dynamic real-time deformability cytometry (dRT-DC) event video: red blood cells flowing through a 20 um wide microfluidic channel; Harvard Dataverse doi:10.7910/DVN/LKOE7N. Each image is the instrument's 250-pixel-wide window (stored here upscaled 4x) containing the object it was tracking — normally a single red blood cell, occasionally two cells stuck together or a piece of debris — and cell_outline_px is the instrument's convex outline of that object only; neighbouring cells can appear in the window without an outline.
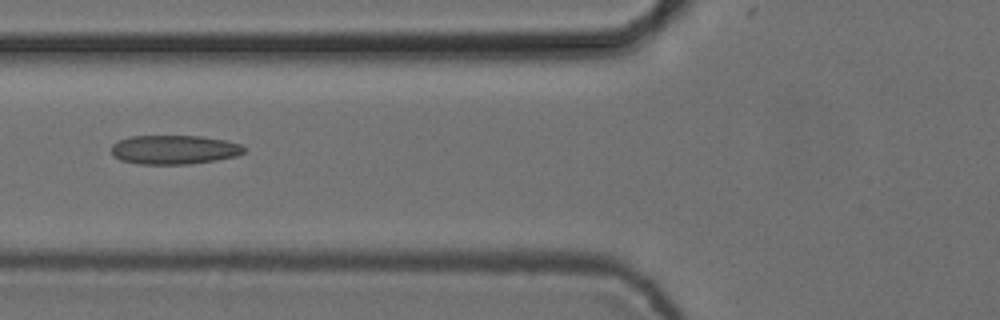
{"species": "common noctule bat (a hibernating species)", "species_latin": "Nyctalus noctula", "temperature_condition": "cold", "stored_images_in_passage": 8, "camera_frame_rate_fps": 3000, "um_per_image_px": 0.085, "animal": {"sex": "female", "body_mass_g": 24.6, "forearm_length_mm": 56.2}, "frame": {"image": 1, "passage_image": 5, "time_ms": 1.333, "image_size_px": [1000, 320], "cell_outline_px": [[244, 152], [236, 156], [216, 160], [188, 164], [140, 164], [120, 160], [112, 152], [112, 144], [120, 140], [132, 136], [200, 136], [224, 140], [240, 144], [244, 148]], "centroid_in_image_um": [14.8, 12.72], "position_along_channel_um": 111.0, "area_um2": 22.25}}
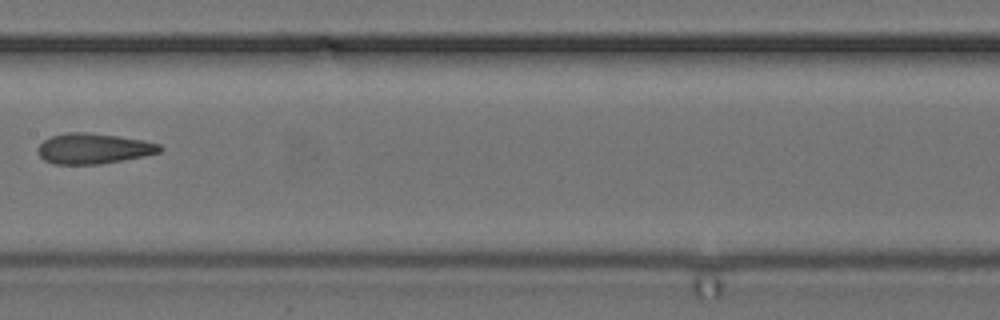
{"frame": {"image": 2, "passage_image": 7, "time_ms": 2.0, "image_size_px": [1000, 320], "cell_outline_px": [[164, 148], [160, 152], [144, 156], [100, 164], [52, 164], [44, 160], [40, 156], [36, 148], [44, 140], [52, 136], [68, 132], [84, 132], [116, 136], [144, 140], [160, 144]], "centroid_in_image_um": [7.94, 12.63], "position_along_channel_um": 199.5, "area_um2": 21.62}}
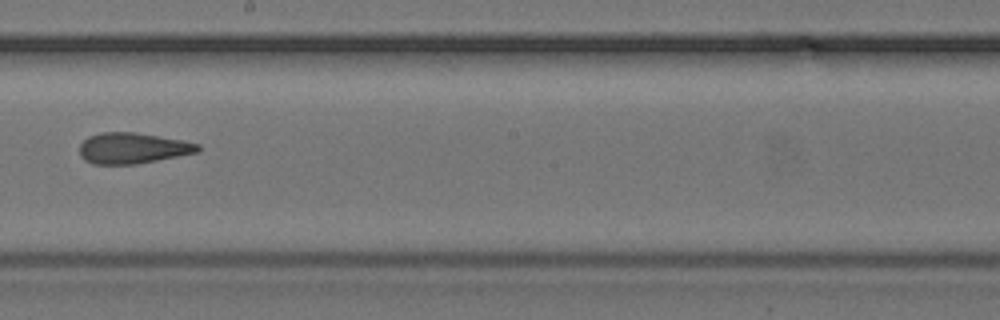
{"frame": {"image": 3, "passage_image": 8, "time_ms": 2.333, "image_size_px": [1000, 320], "cell_outline_px": [[200, 152], [136, 164], [92, 164], [84, 160], [80, 156], [80, 144], [88, 136], [100, 132], [136, 132], [184, 140], [200, 144]], "centroid_in_image_um": [11.28, 12.59], "position_along_channel_um": 236.9, "area_um2": 21.5}}